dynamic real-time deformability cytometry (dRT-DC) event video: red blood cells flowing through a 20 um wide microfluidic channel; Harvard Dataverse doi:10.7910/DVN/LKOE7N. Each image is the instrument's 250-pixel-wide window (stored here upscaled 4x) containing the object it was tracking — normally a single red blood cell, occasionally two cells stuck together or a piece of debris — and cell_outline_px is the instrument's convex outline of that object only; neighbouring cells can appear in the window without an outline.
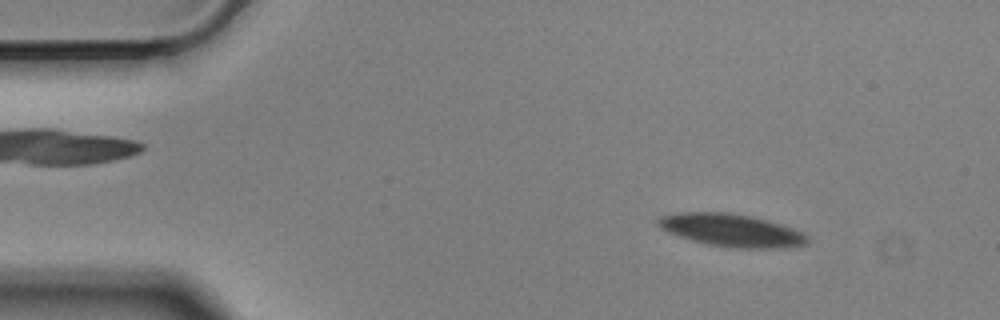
{"species": "Egyptian fruit bat (a non-hibernating species)", "species_latin": "Rousettus aegyptiacus", "temperature_condition": "cold", "stored_images_in_passage": 15, "camera_frame_rate_fps": 3000, "um_per_image_px": 0.085, "animal": {"sex": "male"}, "frame": {"image": 1, "passage_image": 6, "time_ms": 1.667, "image_size_px": [1000, 320], "cell_outline_px": [[808, 244], [780, 248], [736, 248], [708, 244], [692, 240], [668, 232], [660, 228], [656, 224], [656, 220], [660, 216], [680, 212], [728, 212], [748, 216], [764, 220], [792, 228], [808, 236]], "centroid_in_image_um": [62.13, 19.57], "position_along_channel_um": 22.9, "area_um2": 28.09}}